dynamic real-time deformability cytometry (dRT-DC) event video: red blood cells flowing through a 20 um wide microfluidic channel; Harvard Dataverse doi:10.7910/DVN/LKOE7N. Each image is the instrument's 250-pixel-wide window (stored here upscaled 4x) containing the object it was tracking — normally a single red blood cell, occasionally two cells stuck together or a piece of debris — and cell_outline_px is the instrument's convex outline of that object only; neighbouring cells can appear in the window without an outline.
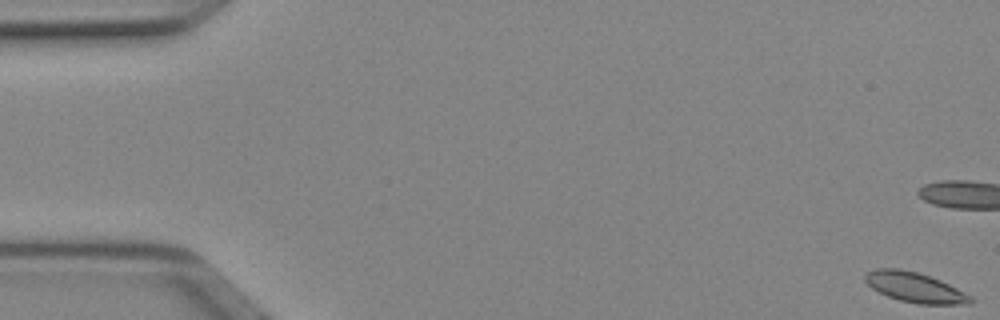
{"species": "Egyptian fruit bat (a non-hibernating species)", "species_latin": "Rousettus aegyptiacus", "temperature_condition": "cold", "stored_images_in_passage": 53, "camera_frame_rate_fps": 3000, "um_per_image_px": 0.085, "animal": {"sex": "female"}, "frame": {"image": 1, "passage_image": 1, "time_ms": 0.0, "image_size_px": [1000, 320], "cell_outline_px": [[972, 304], [920, 304], [900, 300], [888, 296], [872, 288], [864, 280], [864, 276], [868, 272], [876, 268], [900, 268], [916, 272], [940, 280], [972, 296]], "centroid_in_image_um": [77.76, 24.42], "position_along_channel_um": 7.2, "area_um2": 18.21}, "authors_computed_cell_mechanics": {"area_um2": 18.3226, "velocity_mm_per_s": 3.9508, "shape_relaxation_time_tau1_ms": 5.879, "shape_relaxation_time_tau2_ms": null, "deformation_change_tau1": 0.0817, "deformation_change_tau2": null}}